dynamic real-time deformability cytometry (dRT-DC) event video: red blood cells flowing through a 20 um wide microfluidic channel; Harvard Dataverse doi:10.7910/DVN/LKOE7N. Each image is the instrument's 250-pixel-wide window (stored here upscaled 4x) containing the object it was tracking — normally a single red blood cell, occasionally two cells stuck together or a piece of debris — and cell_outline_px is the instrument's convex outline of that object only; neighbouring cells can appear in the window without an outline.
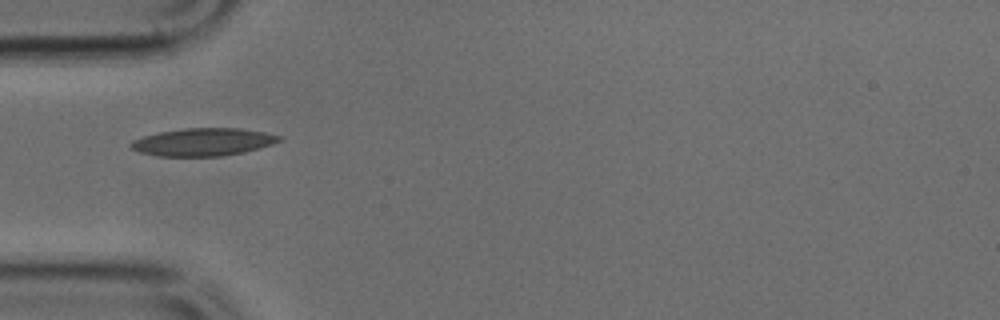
{"species": "common noctule bat (a hibernating species)", "species_latin": "Nyctalus noctula", "temperature_condition": "cold", "stored_images_in_passage": 33, "camera_frame_rate_fps": 3000, "um_per_image_px": 0.085, "animal": {"sex": "male", "body_mass_g": 17.9, "forearm_length_mm": 54.2}, "frame": {"image": 1, "passage_image": 1, "time_ms": 0.0, "image_size_px": [1000, 320], "cell_outline_px": [[280, 140], [272, 144], [244, 152], [220, 156], [160, 156], [140, 152], [132, 148], [128, 144], [132, 140], [144, 136], [160, 132], [184, 128], [240, 128], [264, 132], [280, 136]], "centroid_in_image_um": [17.24, 12.07], "position_along_channel_um": 67.8, "area_um2": 23.7}}
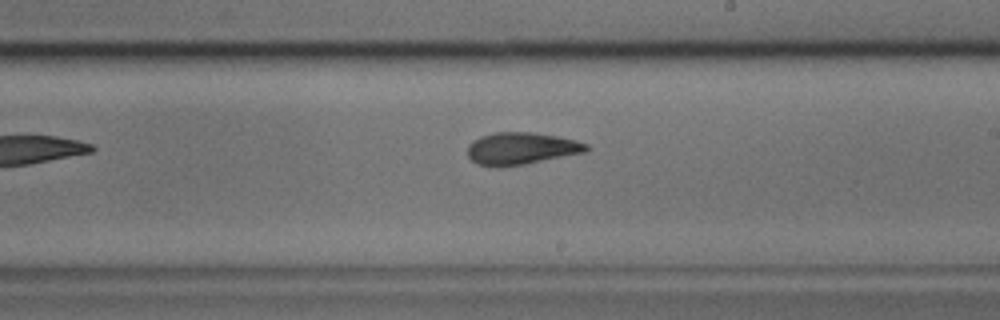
{"frame": {"image": 2, "passage_image": 14, "time_ms": 4.333, "image_size_px": [1000, 320], "cell_outline_px": [[592, 148], [584, 152], [524, 164], [500, 168], [496, 168], [476, 164], [468, 156], [468, 144], [472, 140], [480, 136], [496, 132], [532, 132], [556, 136], [576, 140], [588, 144]], "centroid_in_image_um": [44.27, 12.63], "position_along_channel_um": 244.7, "area_um2": 22.43}}
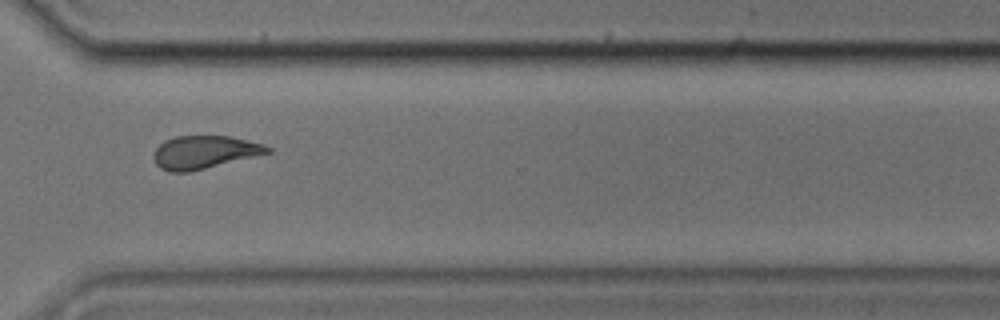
{"frame": {"image": 3, "passage_image": 22, "time_ms": 7.0, "image_size_px": [1000, 320], "cell_outline_px": [[272, 152], [188, 172], [168, 172], [160, 168], [156, 164], [152, 156], [156, 148], [164, 140], [176, 136], [228, 136], [264, 144], [272, 148]], "centroid_in_image_um": [17.34, 12.93], "position_along_channel_um": 353.3, "area_um2": 21.79}}